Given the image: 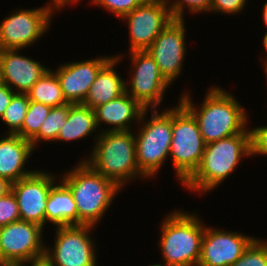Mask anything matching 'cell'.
I'll return each mask as SVG.
<instances>
[{
    "instance_id": "cell-1",
    "label": "cell",
    "mask_w": 267,
    "mask_h": 266,
    "mask_svg": "<svg viewBox=\"0 0 267 266\" xmlns=\"http://www.w3.org/2000/svg\"><path fill=\"white\" fill-rule=\"evenodd\" d=\"M204 96L199 107L195 106L188 90L181 93L179 101L196 118L205 144L241 134L248 129V112L233 93L213 85Z\"/></svg>"
},
{
    "instance_id": "cell-2",
    "label": "cell",
    "mask_w": 267,
    "mask_h": 266,
    "mask_svg": "<svg viewBox=\"0 0 267 266\" xmlns=\"http://www.w3.org/2000/svg\"><path fill=\"white\" fill-rule=\"evenodd\" d=\"M59 178L69 187L76 202L78 225L97 226L122 189L99 174L82 159Z\"/></svg>"
},
{
    "instance_id": "cell-3",
    "label": "cell",
    "mask_w": 267,
    "mask_h": 266,
    "mask_svg": "<svg viewBox=\"0 0 267 266\" xmlns=\"http://www.w3.org/2000/svg\"><path fill=\"white\" fill-rule=\"evenodd\" d=\"M244 157H251L249 129L206 144L200 166L182 186L206 195L235 173Z\"/></svg>"
},
{
    "instance_id": "cell-4",
    "label": "cell",
    "mask_w": 267,
    "mask_h": 266,
    "mask_svg": "<svg viewBox=\"0 0 267 266\" xmlns=\"http://www.w3.org/2000/svg\"><path fill=\"white\" fill-rule=\"evenodd\" d=\"M134 131H102L93 143L90 155L83 159L99 174L121 189L136 179H146L136 162Z\"/></svg>"
},
{
    "instance_id": "cell-5",
    "label": "cell",
    "mask_w": 267,
    "mask_h": 266,
    "mask_svg": "<svg viewBox=\"0 0 267 266\" xmlns=\"http://www.w3.org/2000/svg\"><path fill=\"white\" fill-rule=\"evenodd\" d=\"M165 216L159 228L161 236L158 246L163 258L161 264L197 266L205 231V223L199 217L201 215L182 211L181 208Z\"/></svg>"
},
{
    "instance_id": "cell-6",
    "label": "cell",
    "mask_w": 267,
    "mask_h": 266,
    "mask_svg": "<svg viewBox=\"0 0 267 266\" xmlns=\"http://www.w3.org/2000/svg\"><path fill=\"white\" fill-rule=\"evenodd\" d=\"M145 109L137 132L136 162L140 173L148 180L153 178L165 164L170 154L172 140V107ZM151 111L150 117H146ZM146 119V120H145Z\"/></svg>"
},
{
    "instance_id": "cell-7",
    "label": "cell",
    "mask_w": 267,
    "mask_h": 266,
    "mask_svg": "<svg viewBox=\"0 0 267 266\" xmlns=\"http://www.w3.org/2000/svg\"><path fill=\"white\" fill-rule=\"evenodd\" d=\"M172 106V140L169 159L176 177L183 185L198 169L205 142L193 114L178 100Z\"/></svg>"
},
{
    "instance_id": "cell-8",
    "label": "cell",
    "mask_w": 267,
    "mask_h": 266,
    "mask_svg": "<svg viewBox=\"0 0 267 266\" xmlns=\"http://www.w3.org/2000/svg\"><path fill=\"white\" fill-rule=\"evenodd\" d=\"M55 228L54 246L45 247L48 266H97L96 242L91 236L95 226L69 225ZM51 246V247H50Z\"/></svg>"
},
{
    "instance_id": "cell-9",
    "label": "cell",
    "mask_w": 267,
    "mask_h": 266,
    "mask_svg": "<svg viewBox=\"0 0 267 266\" xmlns=\"http://www.w3.org/2000/svg\"><path fill=\"white\" fill-rule=\"evenodd\" d=\"M43 232L40 225L21 220L0 227V266L43 262L47 245Z\"/></svg>"
},
{
    "instance_id": "cell-10",
    "label": "cell",
    "mask_w": 267,
    "mask_h": 266,
    "mask_svg": "<svg viewBox=\"0 0 267 266\" xmlns=\"http://www.w3.org/2000/svg\"><path fill=\"white\" fill-rule=\"evenodd\" d=\"M56 12L45 4L40 8L17 9L6 15L0 23V50L31 48L47 33Z\"/></svg>"
},
{
    "instance_id": "cell-11",
    "label": "cell",
    "mask_w": 267,
    "mask_h": 266,
    "mask_svg": "<svg viewBox=\"0 0 267 266\" xmlns=\"http://www.w3.org/2000/svg\"><path fill=\"white\" fill-rule=\"evenodd\" d=\"M131 69L125 81L126 93L145 109L161 108L165 92L171 85L162 76L158 65L146 51L128 52ZM128 80V81H127Z\"/></svg>"
},
{
    "instance_id": "cell-12",
    "label": "cell",
    "mask_w": 267,
    "mask_h": 266,
    "mask_svg": "<svg viewBox=\"0 0 267 266\" xmlns=\"http://www.w3.org/2000/svg\"><path fill=\"white\" fill-rule=\"evenodd\" d=\"M173 19L164 0H145L121 18L129 30L128 52L146 50Z\"/></svg>"
},
{
    "instance_id": "cell-13",
    "label": "cell",
    "mask_w": 267,
    "mask_h": 266,
    "mask_svg": "<svg viewBox=\"0 0 267 266\" xmlns=\"http://www.w3.org/2000/svg\"><path fill=\"white\" fill-rule=\"evenodd\" d=\"M185 21L173 19L146 49L170 85L178 79L184 68L187 53Z\"/></svg>"
},
{
    "instance_id": "cell-14",
    "label": "cell",
    "mask_w": 267,
    "mask_h": 266,
    "mask_svg": "<svg viewBox=\"0 0 267 266\" xmlns=\"http://www.w3.org/2000/svg\"><path fill=\"white\" fill-rule=\"evenodd\" d=\"M51 172L37 170L31 175L12 183L11 191L16 197L20 220L35 223L45 229V208L50 189L59 180Z\"/></svg>"
},
{
    "instance_id": "cell-15",
    "label": "cell",
    "mask_w": 267,
    "mask_h": 266,
    "mask_svg": "<svg viewBox=\"0 0 267 266\" xmlns=\"http://www.w3.org/2000/svg\"><path fill=\"white\" fill-rule=\"evenodd\" d=\"M237 231L207 227L205 224L201 255L197 266H231L255 239Z\"/></svg>"
},
{
    "instance_id": "cell-16",
    "label": "cell",
    "mask_w": 267,
    "mask_h": 266,
    "mask_svg": "<svg viewBox=\"0 0 267 266\" xmlns=\"http://www.w3.org/2000/svg\"><path fill=\"white\" fill-rule=\"evenodd\" d=\"M112 55L97 56L88 60L67 62L53 71L56 73L64 99L67 103L83 104L100 69Z\"/></svg>"
},
{
    "instance_id": "cell-17",
    "label": "cell",
    "mask_w": 267,
    "mask_h": 266,
    "mask_svg": "<svg viewBox=\"0 0 267 266\" xmlns=\"http://www.w3.org/2000/svg\"><path fill=\"white\" fill-rule=\"evenodd\" d=\"M20 51L0 50V82L15 93L26 94L50 68L30 56L21 55Z\"/></svg>"
},
{
    "instance_id": "cell-18",
    "label": "cell",
    "mask_w": 267,
    "mask_h": 266,
    "mask_svg": "<svg viewBox=\"0 0 267 266\" xmlns=\"http://www.w3.org/2000/svg\"><path fill=\"white\" fill-rule=\"evenodd\" d=\"M94 111L100 132L131 131L133 129L132 124H135L136 127L139 124L145 108L125 92L119 97L96 107ZM105 124L108 125V128L104 129L102 125Z\"/></svg>"
},
{
    "instance_id": "cell-19",
    "label": "cell",
    "mask_w": 267,
    "mask_h": 266,
    "mask_svg": "<svg viewBox=\"0 0 267 266\" xmlns=\"http://www.w3.org/2000/svg\"><path fill=\"white\" fill-rule=\"evenodd\" d=\"M33 151L29 140L4 132L2 138L0 136V177L14 183L34 173L35 169L24 168Z\"/></svg>"
},
{
    "instance_id": "cell-20",
    "label": "cell",
    "mask_w": 267,
    "mask_h": 266,
    "mask_svg": "<svg viewBox=\"0 0 267 266\" xmlns=\"http://www.w3.org/2000/svg\"><path fill=\"white\" fill-rule=\"evenodd\" d=\"M125 54L113 55V57L100 69L96 79L90 87L89 93L83 105L93 110L126 92L125 79L118 71L117 65L122 62ZM122 58V59H121Z\"/></svg>"
},
{
    "instance_id": "cell-21",
    "label": "cell",
    "mask_w": 267,
    "mask_h": 266,
    "mask_svg": "<svg viewBox=\"0 0 267 266\" xmlns=\"http://www.w3.org/2000/svg\"><path fill=\"white\" fill-rule=\"evenodd\" d=\"M45 214L46 224L52 223L54 227L78 225V212L73 194L60 178L50 189Z\"/></svg>"
},
{
    "instance_id": "cell-22",
    "label": "cell",
    "mask_w": 267,
    "mask_h": 266,
    "mask_svg": "<svg viewBox=\"0 0 267 266\" xmlns=\"http://www.w3.org/2000/svg\"><path fill=\"white\" fill-rule=\"evenodd\" d=\"M97 131V132H96ZM93 133H97L94 139V143L97 137L100 135L96 123L95 111L83 104H71L67 115V120L61 128L55 142H73L76 140L84 139Z\"/></svg>"
},
{
    "instance_id": "cell-23",
    "label": "cell",
    "mask_w": 267,
    "mask_h": 266,
    "mask_svg": "<svg viewBox=\"0 0 267 266\" xmlns=\"http://www.w3.org/2000/svg\"><path fill=\"white\" fill-rule=\"evenodd\" d=\"M30 101L50 107L66 104L56 73L50 68L26 93Z\"/></svg>"
},
{
    "instance_id": "cell-24",
    "label": "cell",
    "mask_w": 267,
    "mask_h": 266,
    "mask_svg": "<svg viewBox=\"0 0 267 266\" xmlns=\"http://www.w3.org/2000/svg\"><path fill=\"white\" fill-rule=\"evenodd\" d=\"M70 109V103L61 106L52 107L49 115L43 121L39 133L30 141L33 148L37 149L39 143H53L67 120V115ZM38 143V144H37Z\"/></svg>"
},
{
    "instance_id": "cell-25",
    "label": "cell",
    "mask_w": 267,
    "mask_h": 266,
    "mask_svg": "<svg viewBox=\"0 0 267 266\" xmlns=\"http://www.w3.org/2000/svg\"><path fill=\"white\" fill-rule=\"evenodd\" d=\"M29 102L27 94L16 93L13 96L0 118L6 124L5 126H8L7 131L4 130L6 133L16 134L22 128Z\"/></svg>"
},
{
    "instance_id": "cell-26",
    "label": "cell",
    "mask_w": 267,
    "mask_h": 266,
    "mask_svg": "<svg viewBox=\"0 0 267 266\" xmlns=\"http://www.w3.org/2000/svg\"><path fill=\"white\" fill-rule=\"evenodd\" d=\"M51 108L43 103L30 101L22 128L16 134L31 141L39 133L41 124L49 115Z\"/></svg>"
},
{
    "instance_id": "cell-27",
    "label": "cell",
    "mask_w": 267,
    "mask_h": 266,
    "mask_svg": "<svg viewBox=\"0 0 267 266\" xmlns=\"http://www.w3.org/2000/svg\"><path fill=\"white\" fill-rule=\"evenodd\" d=\"M174 19L184 20L185 10L191 14L211 13V0H164Z\"/></svg>"
},
{
    "instance_id": "cell-28",
    "label": "cell",
    "mask_w": 267,
    "mask_h": 266,
    "mask_svg": "<svg viewBox=\"0 0 267 266\" xmlns=\"http://www.w3.org/2000/svg\"><path fill=\"white\" fill-rule=\"evenodd\" d=\"M231 266H267V241L255 238Z\"/></svg>"
},
{
    "instance_id": "cell-29",
    "label": "cell",
    "mask_w": 267,
    "mask_h": 266,
    "mask_svg": "<svg viewBox=\"0 0 267 266\" xmlns=\"http://www.w3.org/2000/svg\"><path fill=\"white\" fill-rule=\"evenodd\" d=\"M145 0H91L92 5L104 8L111 12L118 19L123 18L128 13L132 12L136 7L141 5Z\"/></svg>"
},
{
    "instance_id": "cell-30",
    "label": "cell",
    "mask_w": 267,
    "mask_h": 266,
    "mask_svg": "<svg viewBox=\"0 0 267 266\" xmlns=\"http://www.w3.org/2000/svg\"><path fill=\"white\" fill-rule=\"evenodd\" d=\"M17 221H20L18 203L15 195L10 191L0 198V227Z\"/></svg>"
},
{
    "instance_id": "cell-31",
    "label": "cell",
    "mask_w": 267,
    "mask_h": 266,
    "mask_svg": "<svg viewBox=\"0 0 267 266\" xmlns=\"http://www.w3.org/2000/svg\"><path fill=\"white\" fill-rule=\"evenodd\" d=\"M250 133V156L267 157V124L258 127H248Z\"/></svg>"
},
{
    "instance_id": "cell-32",
    "label": "cell",
    "mask_w": 267,
    "mask_h": 266,
    "mask_svg": "<svg viewBox=\"0 0 267 266\" xmlns=\"http://www.w3.org/2000/svg\"><path fill=\"white\" fill-rule=\"evenodd\" d=\"M248 0H211V13L217 12L222 14L235 15L242 13Z\"/></svg>"
},
{
    "instance_id": "cell-33",
    "label": "cell",
    "mask_w": 267,
    "mask_h": 266,
    "mask_svg": "<svg viewBox=\"0 0 267 266\" xmlns=\"http://www.w3.org/2000/svg\"><path fill=\"white\" fill-rule=\"evenodd\" d=\"M15 94L6 84L0 82V118Z\"/></svg>"
},
{
    "instance_id": "cell-34",
    "label": "cell",
    "mask_w": 267,
    "mask_h": 266,
    "mask_svg": "<svg viewBox=\"0 0 267 266\" xmlns=\"http://www.w3.org/2000/svg\"><path fill=\"white\" fill-rule=\"evenodd\" d=\"M49 1H50V3H48ZM81 1L80 0H48L47 4L52 6L58 13V12H61V10H63L66 5H68V7H69V6H72V5H76Z\"/></svg>"
},
{
    "instance_id": "cell-35",
    "label": "cell",
    "mask_w": 267,
    "mask_h": 266,
    "mask_svg": "<svg viewBox=\"0 0 267 266\" xmlns=\"http://www.w3.org/2000/svg\"><path fill=\"white\" fill-rule=\"evenodd\" d=\"M12 183L5 179L0 177V198L7 195L11 191Z\"/></svg>"
},
{
    "instance_id": "cell-36",
    "label": "cell",
    "mask_w": 267,
    "mask_h": 266,
    "mask_svg": "<svg viewBox=\"0 0 267 266\" xmlns=\"http://www.w3.org/2000/svg\"><path fill=\"white\" fill-rule=\"evenodd\" d=\"M262 40H263L262 41V45L264 47L263 50L265 49V52L267 53V32L264 33ZM266 55L267 54H265V56H264L265 59L262 61L263 62V64H262L263 67H265L267 65V56Z\"/></svg>"
},
{
    "instance_id": "cell-37",
    "label": "cell",
    "mask_w": 267,
    "mask_h": 266,
    "mask_svg": "<svg viewBox=\"0 0 267 266\" xmlns=\"http://www.w3.org/2000/svg\"><path fill=\"white\" fill-rule=\"evenodd\" d=\"M262 20L267 28V0L265 1V3L263 4V7H262ZM267 32V30L265 31Z\"/></svg>"
},
{
    "instance_id": "cell-38",
    "label": "cell",
    "mask_w": 267,
    "mask_h": 266,
    "mask_svg": "<svg viewBox=\"0 0 267 266\" xmlns=\"http://www.w3.org/2000/svg\"><path fill=\"white\" fill-rule=\"evenodd\" d=\"M30 266H48L44 261L39 263L30 264Z\"/></svg>"
},
{
    "instance_id": "cell-39",
    "label": "cell",
    "mask_w": 267,
    "mask_h": 266,
    "mask_svg": "<svg viewBox=\"0 0 267 266\" xmlns=\"http://www.w3.org/2000/svg\"><path fill=\"white\" fill-rule=\"evenodd\" d=\"M149 266H166V265H164V264H157V263H156V264H154V265L151 264V265H149Z\"/></svg>"
},
{
    "instance_id": "cell-40",
    "label": "cell",
    "mask_w": 267,
    "mask_h": 266,
    "mask_svg": "<svg viewBox=\"0 0 267 266\" xmlns=\"http://www.w3.org/2000/svg\"><path fill=\"white\" fill-rule=\"evenodd\" d=\"M263 68H264V72H265V75L264 76L267 78V68L266 67H263Z\"/></svg>"
}]
</instances>
